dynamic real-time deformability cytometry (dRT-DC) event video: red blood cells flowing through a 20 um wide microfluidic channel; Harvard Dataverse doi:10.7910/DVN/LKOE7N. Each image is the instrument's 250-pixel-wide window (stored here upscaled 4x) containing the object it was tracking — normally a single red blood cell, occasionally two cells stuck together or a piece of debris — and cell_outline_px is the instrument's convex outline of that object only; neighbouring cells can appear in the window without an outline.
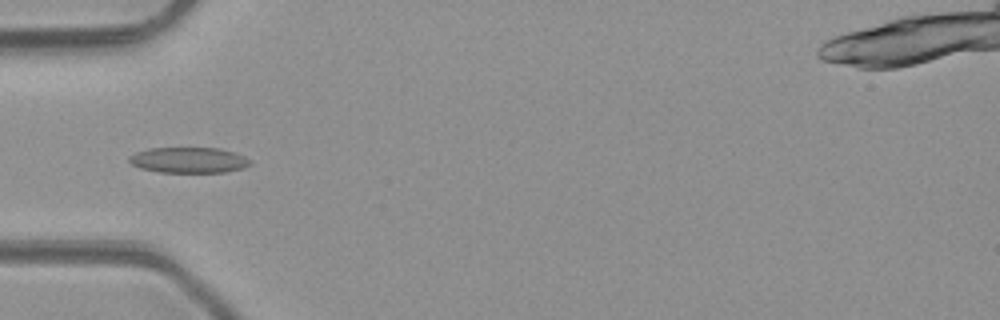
{"species": "common noctule bat (a hibernating species)", "species_latin": "Nyctalus noctula", "temperature_condition": "room temperature", "stored_images_in_passage": 4, "camera_frame_rate_fps": 3000, "um_per_image_px": 0.085, "animal": {"sex": "male", "body_mass_g": 23.1, "forearm_length_mm": 52.7}, "frame": {"image": 1, "passage_image": 4, "time_ms": 3.667, "image_size_px": [1000, 320], "cell_outline_px": [[252, 164], [244, 168], [224, 172], [160, 172], [140, 168], [132, 164], [128, 160], [128, 156], [136, 152], [148, 148], [220, 148], [244, 156], [252, 160]], "centroid_in_image_um": [16.05, 13.61], "position_along_channel_um": 69.0, "area_um2": 18.15}}